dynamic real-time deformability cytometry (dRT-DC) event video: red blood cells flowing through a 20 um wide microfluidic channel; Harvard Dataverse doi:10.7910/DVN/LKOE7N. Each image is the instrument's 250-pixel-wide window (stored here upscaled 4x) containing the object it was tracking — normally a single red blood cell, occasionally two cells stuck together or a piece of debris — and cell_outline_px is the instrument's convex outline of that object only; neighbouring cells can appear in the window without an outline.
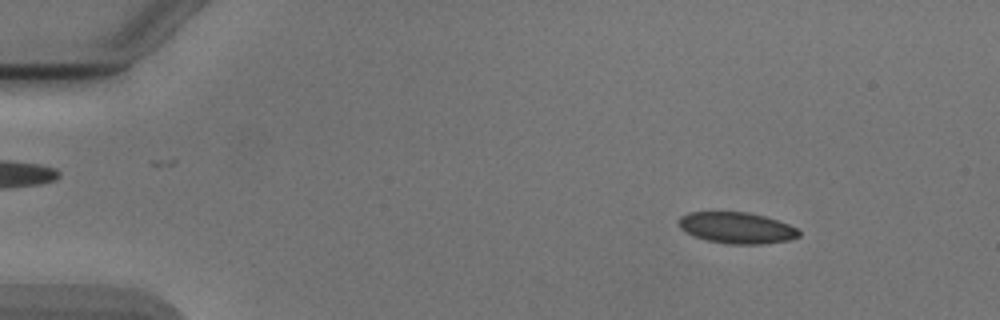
{"species": "Egyptian fruit bat (a non-hibernating species)", "species_latin": "Rousettus aegyptiacus", "temperature_condition": "cold", "stored_images_in_passage": 53, "camera_frame_rate_fps": 3000, "um_per_image_px": 0.085, "animal": {"sex": "male"}, "frame": {"image": 1, "passage_image": 7, "time_ms": 2.0, "image_size_px": [1000, 320], "cell_outline_px": [[800, 236], [792, 240], [764, 244], [728, 244], [704, 240], [692, 236], [684, 232], [680, 228], [676, 220], [680, 216], [688, 212], [748, 212], [764, 216], [788, 224], [796, 228], [800, 232]], "centroid_in_image_um": [62.58, 19.38], "position_along_channel_um": 22.4, "area_um2": 22.25}}
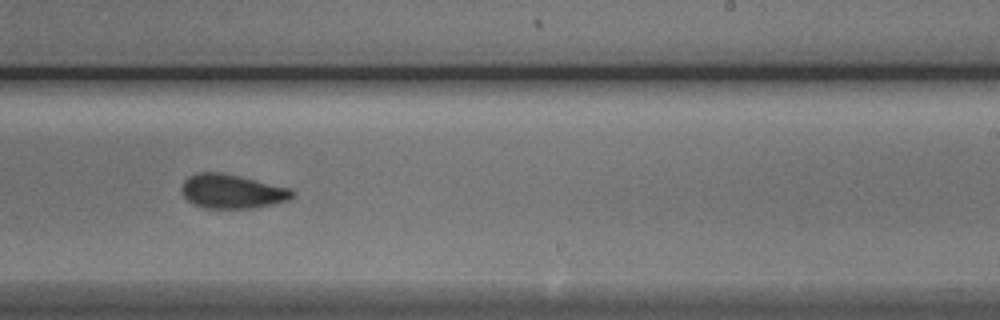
{"frame": {"image": 2, "passage_image": 33, "time_ms": 10.667, "image_size_px": [1000, 320], "cell_outline_px": [[296, 196], [288, 200], [256, 208], [204, 208], [188, 200], [184, 196], [180, 188], [184, 180], [188, 176], [196, 172], [220, 172], [240, 176], [292, 188], [296, 192]], "centroid_in_image_um": [19.75, 16.26], "position_along_channel_um": 269.2, "area_um2": 22.25}}
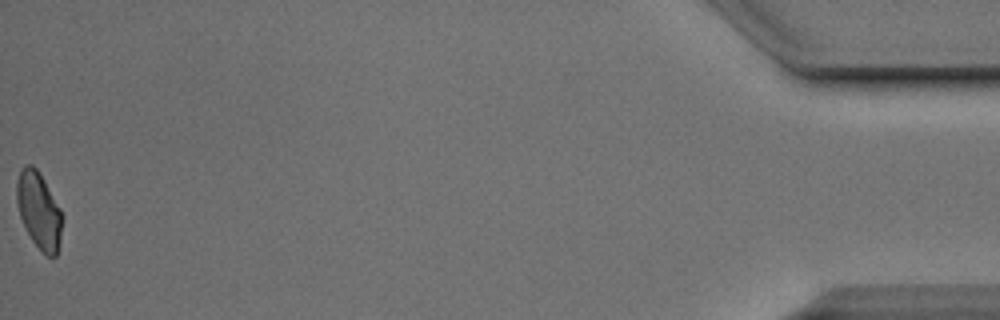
{"frame": {"image": 3, "passage_image": 53, "time_ms": 17.333, "image_size_px": [1000, 320], "cell_outline_px": [[60, 240], [56, 256], [48, 256], [32, 240], [20, 216], [16, 200], [16, 184], [20, 168], [24, 164], [32, 164], [36, 168], [44, 180], [60, 208]], "centroid_in_image_um": [3.27, 17.82], "position_along_channel_um": 431.9, "area_um2": 19.77}, "authors_computed_cell_mechanics": {"area_um2": 22.3108, "velocity_mm_per_s": 3.8926, "shape_relaxation_time_tau1_ms": 4.8779, "shape_relaxation_time_tau2_ms": 1.4357, "deformation_change_tau1": 0.0996, "deformation_change_tau2": 0.0555}}